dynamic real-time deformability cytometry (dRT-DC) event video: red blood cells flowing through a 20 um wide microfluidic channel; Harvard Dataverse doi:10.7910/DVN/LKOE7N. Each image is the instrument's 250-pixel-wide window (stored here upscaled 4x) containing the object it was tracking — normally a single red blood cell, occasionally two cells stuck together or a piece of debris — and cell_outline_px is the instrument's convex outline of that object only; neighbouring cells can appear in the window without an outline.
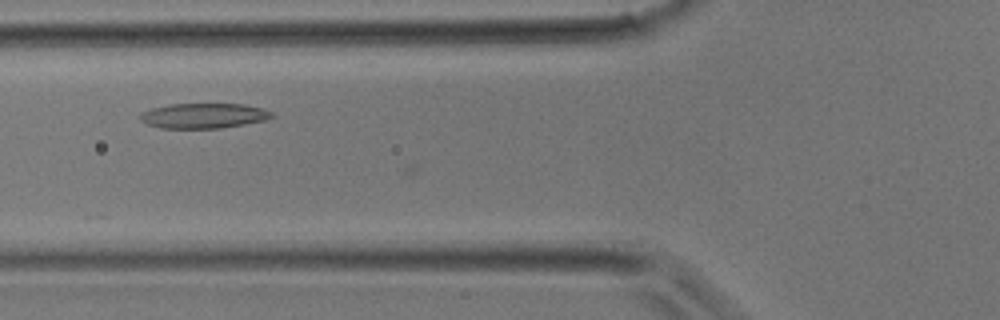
{"species": "common noctule bat (a hibernating species)", "species_latin": "Nyctalus noctula", "temperature_condition": "room temperature", "stored_images_in_passage": 27, "camera_frame_rate_fps": 3000, "um_per_image_px": 0.085, "animal": {"sex": "male", "body_mass_g": 17.9}, "frame": {"image": 1, "passage_image": 9, "time_ms": 2.667, "image_size_px": [1000, 320], "cell_outline_px": [[276, 116], [264, 120], [244, 124], [220, 128], [160, 128], [148, 124], [140, 120], [140, 112], [152, 108], [168, 104], [244, 104], [264, 108], [272, 112]], "centroid_in_image_um": [17.32, 9.83], "position_along_channel_um": 108.5, "area_um2": 19.31}}
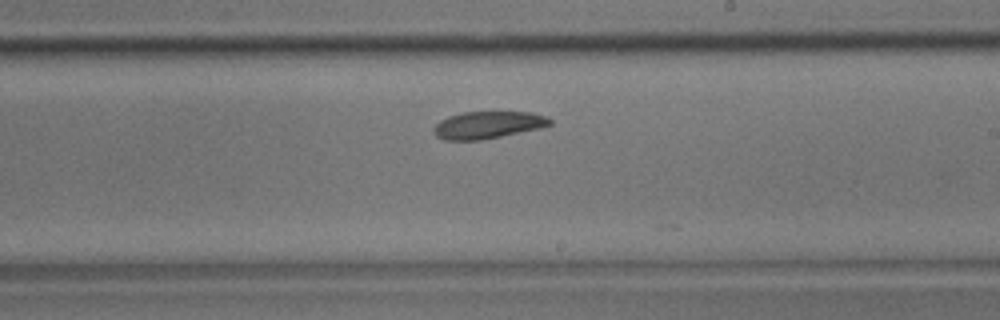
{"frame": {"image": 2, "passage_image": 17, "time_ms": 5.333, "image_size_px": [1000, 320], "cell_outline_px": [[552, 124], [540, 128], [480, 140], [444, 140], [436, 136], [432, 132], [432, 128], [440, 120], [448, 116], [464, 112], [532, 112], [544, 116], [552, 120]], "centroid_in_image_um": [41.42, 10.62], "position_along_channel_um": 247.6, "area_um2": 18.38}}
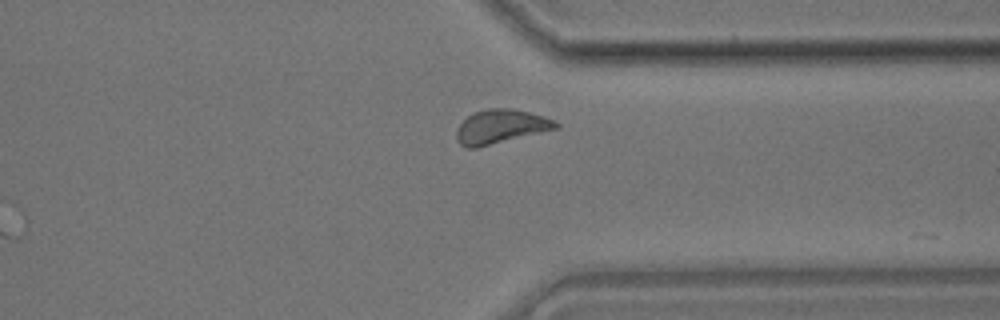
{"frame": {"image": 3, "passage_image": 24, "time_ms": 7.667, "image_size_px": [1000, 320], "cell_outline_px": [[560, 128], [476, 148], [464, 148], [456, 140], [456, 128], [472, 112], [488, 108], [512, 108], [544, 116], [556, 120], [560, 124]], "centroid_in_image_um": [42.57, 10.76], "position_along_channel_um": 368.8, "area_um2": 19.94}}